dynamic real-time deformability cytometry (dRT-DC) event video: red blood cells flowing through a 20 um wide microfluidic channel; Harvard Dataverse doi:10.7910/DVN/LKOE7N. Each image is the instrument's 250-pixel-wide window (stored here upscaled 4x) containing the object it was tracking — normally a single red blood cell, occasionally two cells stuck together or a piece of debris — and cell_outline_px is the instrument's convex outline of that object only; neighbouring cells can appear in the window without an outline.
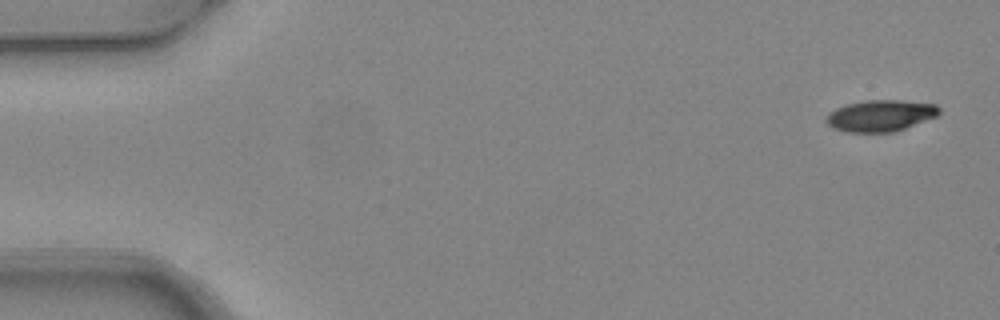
{"species": "common noctule bat (a hibernating species)", "species_latin": "Nyctalus noctula", "temperature_condition": "warm", "stored_images_in_passage": 5, "camera_frame_rate_fps": 3000, "um_per_image_px": 0.085, "animal": {"sex": "female", "body_mass_g": 24.6, "forearm_length_mm": 56.2}, "frame": {"image": 1, "passage_image": 1, "time_ms": 0.0, "image_size_px": [1000, 320], "cell_outline_px": [[940, 112], [936, 116], [904, 128], [892, 132], [844, 132], [832, 128], [824, 120], [828, 112], [836, 108], [848, 104], [864, 100], [900, 100], [936, 104], [940, 108]], "centroid_in_image_um": [74.79, 9.83], "position_along_channel_um": 10.2, "area_um2": 20.69}}
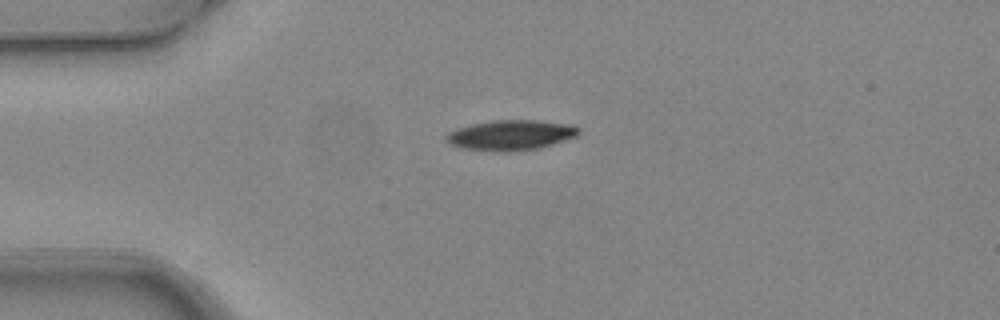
{"frame": {"image": 2, "passage_image": 4, "time_ms": 1.0, "image_size_px": [1000, 320], "cell_outline_px": [[580, 132], [576, 136], [540, 148], [512, 152], [496, 152], [464, 148], [448, 144], [444, 140], [444, 136], [448, 132], [456, 128], [472, 124], [492, 120], [540, 120], [572, 124], [580, 128]], "centroid_in_image_um": [43.39, 11.48], "position_along_channel_um": 41.6, "area_um2": 23.7}}